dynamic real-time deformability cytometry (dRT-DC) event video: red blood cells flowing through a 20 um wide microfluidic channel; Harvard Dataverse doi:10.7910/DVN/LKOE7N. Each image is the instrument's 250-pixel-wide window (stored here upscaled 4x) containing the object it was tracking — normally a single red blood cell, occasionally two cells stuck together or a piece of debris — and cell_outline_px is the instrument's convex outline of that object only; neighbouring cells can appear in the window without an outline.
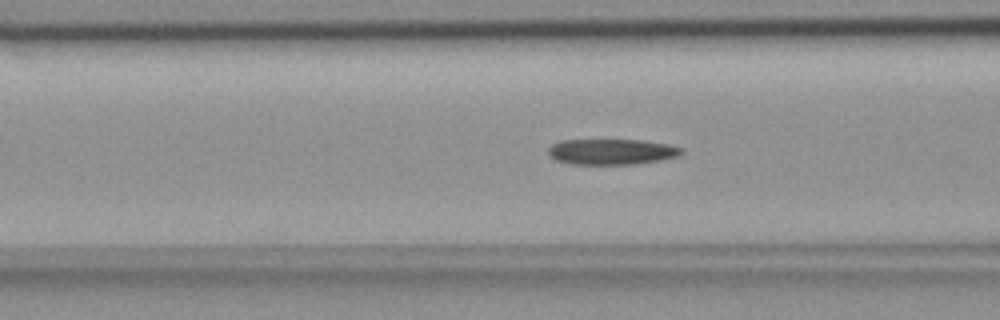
{"species": "common noctule bat (a hibernating species)", "species_latin": "Nyctalus noctula", "temperature_condition": "room temperature", "stored_images_in_passage": 54, "camera_frame_rate_fps": 3000, "um_per_image_px": 0.085, "animal": {"sex": "female", "body_mass_g": 18.4}, "frame": {"image": 1, "passage_image": 20, "time_ms": 6.333, "image_size_px": [1000, 320], "cell_outline_px": [[684, 152], [680, 156], [660, 160], [636, 164], [572, 164], [556, 160], [548, 156], [548, 148], [552, 144], [560, 140], [644, 140], [668, 144], [684, 148]], "centroid_in_image_um": [52.01, 12.89], "position_along_channel_um": 114.6, "area_um2": 20.17}}
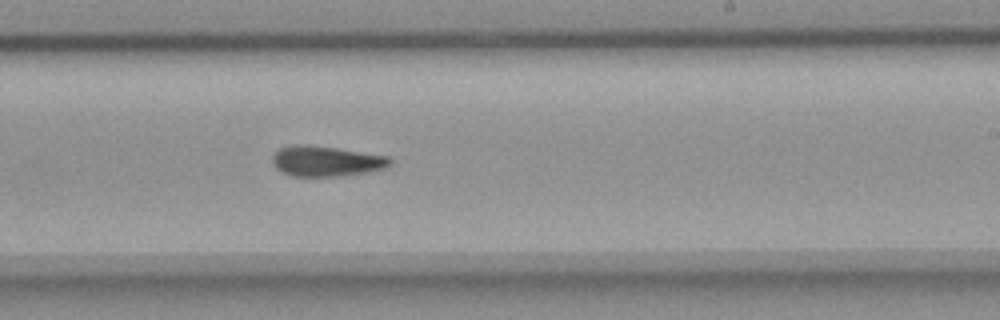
{"frame": {"image": 2, "passage_image": 32, "time_ms": 10.333, "image_size_px": [1000, 320], "cell_outline_px": [[392, 164], [384, 168], [364, 172], [340, 176], [292, 176], [280, 172], [272, 164], [272, 156], [280, 148], [292, 144], [304, 144], [336, 148], [388, 156], [392, 160]], "centroid_in_image_um": [27.68, 13.69], "position_along_channel_um": 261.3, "area_um2": 20.81}}
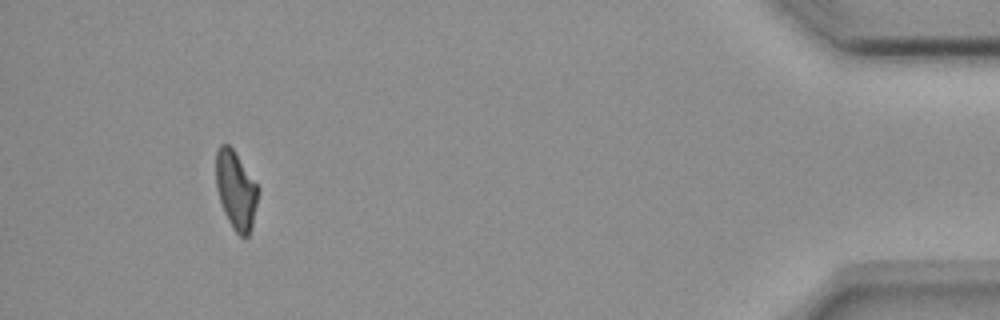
{"frame": {"image": 3, "passage_image": 50, "time_ms": 16.333, "image_size_px": [1000, 320], "cell_outline_px": [[260, 188], [252, 228], [248, 236], [240, 236], [232, 228], [224, 212], [216, 188], [216, 152], [220, 144], [228, 144], [232, 148]], "centroid_in_image_um": [20.06, 16.17], "position_along_channel_um": 415.1, "area_um2": 19.25}, "authors_computed_cell_mechanics": {"area_um2": 20.6346, "velocity_mm_per_s": 3.6844, "shape_relaxation_time_tau1_ms": null, "shape_relaxation_time_tau2_ms": 7.5973, "deformation_change_tau1": null, "deformation_change_tau2": 0.1658}}